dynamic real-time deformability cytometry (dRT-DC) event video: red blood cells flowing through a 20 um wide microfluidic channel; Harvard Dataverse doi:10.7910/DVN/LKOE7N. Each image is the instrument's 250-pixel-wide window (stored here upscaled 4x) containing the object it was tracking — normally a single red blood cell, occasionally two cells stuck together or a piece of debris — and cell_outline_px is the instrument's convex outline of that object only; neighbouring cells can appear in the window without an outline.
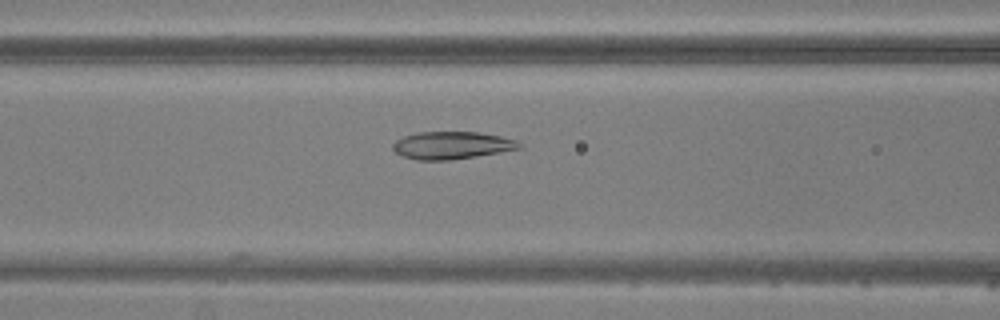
{"species": "common noctule bat (a hibernating species)", "species_latin": "Nyctalus noctula", "temperature_condition": "warm", "stored_images_in_passage": 6, "camera_frame_rate_fps": 3000, "um_per_image_px": 0.085, "animal": {"sex": "male", "body_mass_g": 20.5, "forearm_length_mm": 52.5}, "frame": {"image": 1, "passage_image": 6, "time_ms": 7.333, "image_size_px": [1000, 320], "cell_outline_px": [[524, 148], [452, 160], [416, 160], [404, 156], [396, 152], [392, 148], [392, 144], [396, 140], [404, 136], [420, 132], [476, 132], [500, 136], [516, 140], [524, 144]], "centroid_in_image_um": [38.44, 12.35], "position_along_channel_um": 128.2, "area_um2": 20.29}}